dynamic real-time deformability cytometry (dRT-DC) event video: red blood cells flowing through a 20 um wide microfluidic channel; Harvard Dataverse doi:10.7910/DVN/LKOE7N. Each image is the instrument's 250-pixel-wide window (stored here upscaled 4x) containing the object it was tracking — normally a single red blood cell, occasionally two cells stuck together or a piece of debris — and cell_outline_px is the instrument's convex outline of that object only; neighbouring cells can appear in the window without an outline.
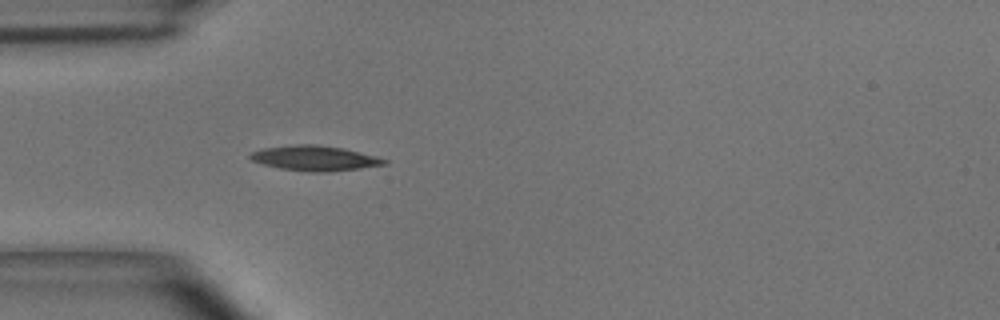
{"species": "common noctule bat (a hibernating species)", "species_latin": "Nyctalus noctula", "temperature_condition": "room temperature", "stored_images_in_passage": 37, "camera_frame_rate_fps": 3000, "um_per_image_px": 0.085, "animal": {"sex": "male", "body_mass_g": 15.6}, "frame": {"image": 1, "passage_image": 1, "time_ms": 0.0, "image_size_px": [1000, 320], "cell_outline_px": [[388, 164], [360, 168], [328, 172], [308, 172], [280, 168], [264, 164], [252, 160], [248, 156], [252, 152], [264, 148], [296, 144], [316, 144], [344, 148], [376, 156], [388, 160]], "centroid_in_image_um": [26.78, 13.44], "position_along_channel_um": 58.2, "area_um2": 19.54}}
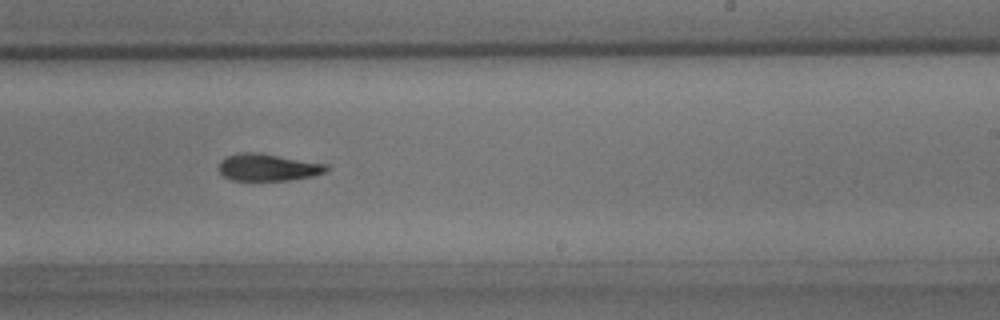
{"frame": {"image": 2, "passage_image": 17, "time_ms": 5.333, "image_size_px": [1000, 320], "cell_outline_px": [[328, 168], [324, 172], [312, 176], [288, 180], [232, 180], [224, 176], [220, 172], [220, 160], [228, 156], [240, 152], [260, 152], [328, 164]], "centroid_in_image_um": [22.78, 14.21], "position_along_channel_um": 266.2, "area_um2": 16.94}}
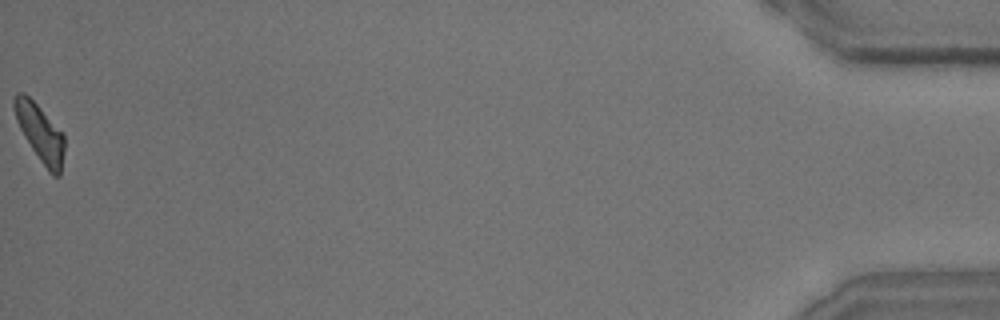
{"frame": {"image": 3, "passage_image": 37, "time_ms": 12.0, "image_size_px": [1000, 320], "cell_outline_px": [[64, 148], [60, 176], [52, 176], [48, 172], [24, 136], [16, 120], [12, 104], [12, 100], [16, 92], [24, 92], [64, 132]], "centroid_in_image_um": [3.4, 11.28], "position_along_channel_um": 431.8, "area_um2": 16.76}, "authors_computed_cell_mechanics": {"area_um2": 17.4556, "velocity_mm_per_s": 3.946, "shape_relaxation_time_tau1_ms": 5.0746, "shape_relaxation_time_tau2_ms": 3.6733, "deformation_change_tau1": 0.1646, "deformation_change_tau2": 0.1146}}